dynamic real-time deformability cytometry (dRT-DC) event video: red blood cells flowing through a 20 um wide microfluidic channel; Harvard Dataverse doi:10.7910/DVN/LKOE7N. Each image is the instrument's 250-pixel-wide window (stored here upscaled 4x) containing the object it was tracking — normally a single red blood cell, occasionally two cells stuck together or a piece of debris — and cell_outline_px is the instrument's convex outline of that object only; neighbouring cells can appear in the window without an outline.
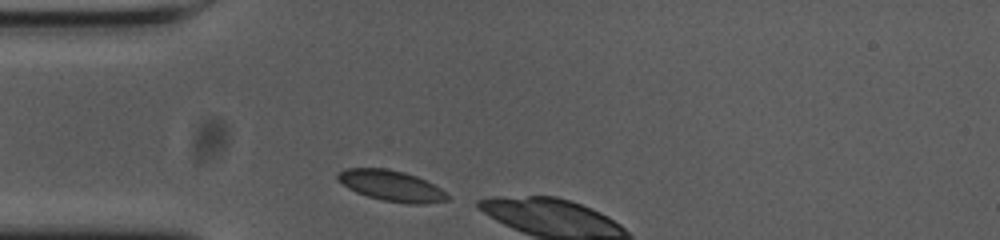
{"species": "common noctule bat (a hibernating species)", "species_latin": "Nyctalus noctula", "temperature_condition": "cold", "stored_images_in_passage": 4, "camera_frame_rate_fps": 3000, "um_per_image_px": 0.085, "animal": {"sex": "female", "body_mass_g": 23.0, "forearm_length_mm": 53.4}, "frame": {"image": 1, "passage_image": 1, "time_ms": 0.0, "image_size_px": [1000, 240], "cell_outline_px": [[448, 200], [424, 204], [408, 204], [384, 200], [368, 196], [356, 192], [348, 188], [336, 176], [340, 172], [348, 168], [384, 168], [404, 172], [416, 176], [440, 188], [448, 196]], "centroid_in_image_um": [33.28, 15.79], "position_along_channel_um": 51.7, "area_um2": 19.25}}